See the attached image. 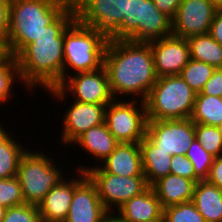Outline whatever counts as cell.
I'll return each instance as SVG.
<instances>
[{
	"instance_id": "6da1fadb",
	"label": "cell",
	"mask_w": 222,
	"mask_h": 222,
	"mask_svg": "<svg viewBox=\"0 0 222 222\" xmlns=\"http://www.w3.org/2000/svg\"><path fill=\"white\" fill-rule=\"evenodd\" d=\"M74 20L75 9L71 4L16 56L22 85L29 94L38 87L48 90L63 82L64 30Z\"/></svg>"
},
{
	"instance_id": "7a4b0ae2",
	"label": "cell",
	"mask_w": 222,
	"mask_h": 222,
	"mask_svg": "<svg viewBox=\"0 0 222 222\" xmlns=\"http://www.w3.org/2000/svg\"><path fill=\"white\" fill-rule=\"evenodd\" d=\"M104 67L114 99L129 95L145 101L158 78L149 42L109 40Z\"/></svg>"
},
{
	"instance_id": "3957f363",
	"label": "cell",
	"mask_w": 222,
	"mask_h": 222,
	"mask_svg": "<svg viewBox=\"0 0 222 222\" xmlns=\"http://www.w3.org/2000/svg\"><path fill=\"white\" fill-rule=\"evenodd\" d=\"M71 4L72 0H11L6 40L9 54L16 57Z\"/></svg>"
},
{
	"instance_id": "277c9868",
	"label": "cell",
	"mask_w": 222,
	"mask_h": 222,
	"mask_svg": "<svg viewBox=\"0 0 222 222\" xmlns=\"http://www.w3.org/2000/svg\"><path fill=\"white\" fill-rule=\"evenodd\" d=\"M102 34L76 19L64 30L63 81L68 72H90L104 66V54L108 44Z\"/></svg>"
},
{
	"instance_id": "5b68a950",
	"label": "cell",
	"mask_w": 222,
	"mask_h": 222,
	"mask_svg": "<svg viewBox=\"0 0 222 222\" xmlns=\"http://www.w3.org/2000/svg\"><path fill=\"white\" fill-rule=\"evenodd\" d=\"M197 93L180 75L157 78L146 98L148 120L188 119Z\"/></svg>"
},
{
	"instance_id": "8992f818",
	"label": "cell",
	"mask_w": 222,
	"mask_h": 222,
	"mask_svg": "<svg viewBox=\"0 0 222 222\" xmlns=\"http://www.w3.org/2000/svg\"><path fill=\"white\" fill-rule=\"evenodd\" d=\"M28 150L22 155L18 164L17 178L26 204L38 206L45 195L58 185L64 174L57 162L41 150Z\"/></svg>"
},
{
	"instance_id": "52a82bcc",
	"label": "cell",
	"mask_w": 222,
	"mask_h": 222,
	"mask_svg": "<svg viewBox=\"0 0 222 222\" xmlns=\"http://www.w3.org/2000/svg\"><path fill=\"white\" fill-rule=\"evenodd\" d=\"M172 35V20L153 0H128L127 14L119 26V40L150 42Z\"/></svg>"
},
{
	"instance_id": "ba28073f",
	"label": "cell",
	"mask_w": 222,
	"mask_h": 222,
	"mask_svg": "<svg viewBox=\"0 0 222 222\" xmlns=\"http://www.w3.org/2000/svg\"><path fill=\"white\" fill-rule=\"evenodd\" d=\"M71 74L58 87L46 90L51 93L50 99L54 98L55 101L57 99L58 102H62L70 93L74 101L81 103L108 105L114 100L104 66L95 71Z\"/></svg>"
},
{
	"instance_id": "9c48e42d",
	"label": "cell",
	"mask_w": 222,
	"mask_h": 222,
	"mask_svg": "<svg viewBox=\"0 0 222 222\" xmlns=\"http://www.w3.org/2000/svg\"><path fill=\"white\" fill-rule=\"evenodd\" d=\"M129 100L114 99L105 110L107 128L119 143H139L146 136L145 102Z\"/></svg>"
},
{
	"instance_id": "30bf717a",
	"label": "cell",
	"mask_w": 222,
	"mask_h": 222,
	"mask_svg": "<svg viewBox=\"0 0 222 222\" xmlns=\"http://www.w3.org/2000/svg\"><path fill=\"white\" fill-rule=\"evenodd\" d=\"M75 19L108 40H119V26L127 14L128 0H72Z\"/></svg>"
},
{
	"instance_id": "8fae6325",
	"label": "cell",
	"mask_w": 222,
	"mask_h": 222,
	"mask_svg": "<svg viewBox=\"0 0 222 222\" xmlns=\"http://www.w3.org/2000/svg\"><path fill=\"white\" fill-rule=\"evenodd\" d=\"M95 185L98 196L109 213H116L120 206L149 186L145 176L124 177L107 172H85Z\"/></svg>"
},
{
	"instance_id": "7c38bea8",
	"label": "cell",
	"mask_w": 222,
	"mask_h": 222,
	"mask_svg": "<svg viewBox=\"0 0 222 222\" xmlns=\"http://www.w3.org/2000/svg\"><path fill=\"white\" fill-rule=\"evenodd\" d=\"M146 137L172 156L186 155L195 139V123L190 118L148 120Z\"/></svg>"
},
{
	"instance_id": "4fadbf2b",
	"label": "cell",
	"mask_w": 222,
	"mask_h": 222,
	"mask_svg": "<svg viewBox=\"0 0 222 222\" xmlns=\"http://www.w3.org/2000/svg\"><path fill=\"white\" fill-rule=\"evenodd\" d=\"M217 9L210 0H182L172 19V34L185 39L208 34Z\"/></svg>"
},
{
	"instance_id": "5bb4252c",
	"label": "cell",
	"mask_w": 222,
	"mask_h": 222,
	"mask_svg": "<svg viewBox=\"0 0 222 222\" xmlns=\"http://www.w3.org/2000/svg\"><path fill=\"white\" fill-rule=\"evenodd\" d=\"M75 174L78 177L73 176L74 193L64 222H103L109 212L100 200L95 185L85 172L75 168Z\"/></svg>"
},
{
	"instance_id": "9a60e30c",
	"label": "cell",
	"mask_w": 222,
	"mask_h": 222,
	"mask_svg": "<svg viewBox=\"0 0 222 222\" xmlns=\"http://www.w3.org/2000/svg\"><path fill=\"white\" fill-rule=\"evenodd\" d=\"M149 43L157 77L180 75L190 59L187 39L172 34Z\"/></svg>"
},
{
	"instance_id": "2e32d148",
	"label": "cell",
	"mask_w": 222,
	"mask_h": 222,
	"mask_svg": "<svg viewBox=\"0 0 222 222\" xmlns=\"http://www.w3.org/2000/svg\"><path fill=\"white\" fill-rule=\"evenodd\" d=\"M73 101L62 117L60 142L69 147L88 129L105 122L107 105Z\"/></svg>"
},
{
	"instance_id": "e0dca14e",
	"label": "cell",
	"mask_w": 222,
	"mask_h": 222,
	"mask_svg": "<svg viewBox=\"0 0 222 222\" xmlns=\"http://www.w3.org/2000/svg\"><path fill=\"white\" fill-rule=\"evenodd\" d=\"M77 167L82 172H107L124 177L145 176L139 143H119L101 165Z\"/></svg>"
},
{
	"instance_id": "ac0fdd59",
	"label": "cell",
	"mask_w": 222,
	"mask_h": 222,
	"mask_svg": "<svg viewBox=\"0 0 222 222\" xmlns=\"http://www.w3.org/2000/svg\"><path fill=\"white\" fill-rule=\"evenodd\" d=\"M73 193V177L65 178L53 186L38 205L41 222H64L69 213Z\"/></svg>"
},
{
	"instance_id": "d6986e66",
	"label": "cell",
	"mask_w": 222,
	"mask_h": 222,
	"mask_svg": "<svg viewBox=\"0 0 222 222\" xmlns=\"http://www.w3.org/2000/svg\"><path fill=\"white\" fill-rule=\"evenodd\" d=\"M116 212L126 222H152L163 216V208L151 186L129 199Z\"/></svg>"
},
{
	"instance_id": "ffe728a7",
	"label": "cell",
	"mask_w": 222,
	"mask_h": 222,
	"mask_svg": "<svg viewBox=\"0 0 222 222\" xmlns=\"http://www.w3.org/2000/svg\"><path fill=\"white\" fill-rule=\"evenodd\" d=\"M196 182L178 175L168 174L151 187L160 201L161 207L192 201Z\"/></svg>"
},
{
	"instance_id": "44dd1931",
	"label": "cell",
	"mask_w": 222,
	"mask_h": 222,
	"mask_svg": "<svg viewBox=\"0 0 222 222\" xmlns=\"http://www.w3.org/2000/svg\"><path fill=\"white\" fill-rule=\"evenodd\" d=\"M78 145L87 153L92 156L94 160H97L99 165L104 161L116 148L119 142L110 133L106 123H102L84 132L73 145ZM89 153V154H88Z\"/></svg>"
},
{
	"instance_id": "7402d4cb",
	"label": "cell",
	"mask_w": 222,
	"mask_h": 222,
	"mask_svg": "<svg viewBox=\"0 0 222 222\" xmlns=\"http://www.w3.org/2000/svg\"><path fill=\"white\" fill-rule=\"evenodd\" d=\"M142 168L148 186L170 174L172 155L160 150L146 136L139 142Z\"/></svg>"
},
{
	"instance_id": "603a6c76",
	"label": "cell",
	"mask_w": 222,
	"mask_h": 222,
	"mask_svg": "<svg viewBox=\"0 0 222 222\" xmlns=\"http://www.w3.org/2000/svg\"><path fill=\"white\" fill-rule=\"evenodd\" d=\"M192 202L205 222H222V189L200 180L195 185Z\"/></svg>"
},
{
	"instance_id": "cb8c5ba5",
	"label": "cell",
	"mask_w": 222,
	"mask_h": 222,
	"mask_svg": "<svg viewBox=\"0 0 222 222\" xmlns=\"http://www.w3.org/2000/svg\"><path fill=\"white\" fill-rule=\"evenodd\" d=\"M11 135L8 129L0 126V178L17 176L20 158L28 149Z\"/></svg>"
},
{
	"instance_id": "d4e9b609",
	"label": "cell",
	"mask_w": 222,
	"mask_h": 222,
	"mask_svg": "<svg viewBox=\"0 0 222 222\" xmlns=\"http://www.w3.org/2000/svg\"><path fill=\"white\" fill-rule=\"evenodd\" d=\"M187 41L191 59L205 62L215 69H222V45L209 33L191 36Z\"/></svg>"
},
{
	"instance_id": "484cf974",
	"label": "cell",
	"mask_w": 222,
	"mask_h": 222,
	"mask_svg": "<svg viewBox=\"0 0 222 222\" xmlns=\"http://www.w3.org/2000/svg\"><path fill=\"white\" fill-rule=\"evenodd\" d=\"M190 119L195 124L219 126L222 123V97L196 95Z\"/></svg>"
},
{
	"instance_id": "4316f807",
	"label": "cell",
	"mask_w": 222,
	"mask_h": 222,
	"mask_svg": "<svg viewBox=\"0 0 222 222\" xmlns=\"http://www.w3.org/2000/svg\"><path fill=\"white\" fill-rule=\"evenodd\" d=\"M18 81L22 83L18 63L16 57L11 54H8L0 62V104L3 105L5 102L11 100L12 92L14 91L15 82ZM13 90V91H12Z\"/></svg>"
},
{
	"instance_id": "83f0119b",
	"label": "cell",
	"mask_w": 222,
	"mask_h": 222,
	"mask_svg": "<svg viewBox=\"0 0 222 222\" xmlns=\"http://www.w3.org/2000/svg\"><path fill=\"white\" fill-rule=\"evenodd\" d=\"M214 71L215 68L211 65L190 58L180 76L198 94Z\"/></svg>"
},
{
	"instance_id": "f1b7e54d",
	"label": "cell",
	"mask_w": 222,
	"mask_h": 222,
	"mask_svg": "<svg viewBox=\"0 0 222 222\" xmlns=\"http://www.w3.org/2000/svg\"><path fill=\"white\" fill-rule=\"evenodd\" d=\"M195 138L215 158L222 156V135L216 126L195 124Z\"/></svg>"
},
{
	"instance_id": "f546056e",
	"label": "cell",
	"mask_w": 222,
	"mask_h": 222,
	"mask_svg": "<svg viewBox=\"0 0 222 222\" xmlns=\"http://www.w3.org/2000/svg\"><path fill=\"white\" fill-rule=\"evenodd\" d=\"M194 166V173L200 180H206L214 156L208 153L195 138L185 155Z\"/></svg>"
},
{
	"instance_id": "4dcf8cb0",
	"label": "cell",
	"mask_w": 222,
	"mask_h": 222,
	"mask_svg": "<svg viewBox=\"0 0 222 222\" xmlns=\"http://www.w3.org/2000/svg\"><path fill=\"white\" fill-rule=\"evenodd\" d=\"M163 217L166 222H205L192 201L165 207Z\"/></svg>"
},
{
	"instance_id": "1f68e13d",
	"label": "cell",
	"mask_w": 222,
	"mask_h": 222,
	"mask_svg": "<svg viewBox=\"0 0 222 222\" xmlns=\"http://www.w3.org/2000/svg\"><path fill=\"white\" fill-rule=\"evenodd\" d=\"M25 204L19 179L0 178V205L6 208Z\"/></svg>"
},
{
	"instance_id": "d6a6232c",
	"label": "cell",
	"mask_w": 222,
	"mask_h": 222,
	"mask_svg": "<svg viewBox=\"0 0 222 222\" xmlns=\"http://www.w3.org/2000/svg\"><path fill=\"white\" fill-rule=\"evenodd\" d=\"M2 222H41L38 206L25 203L7 208Z\"/></svg>"
},
{
	"instance_id": "836d02e7",
	"label": "cell",
	"mask_w": 222,
	"mask_h": 222,
	"mask_svg": "<svg viewBox=\"0 0 222 222\" xmlns=\"http://www.w3.org/2000/svg\"><path fill=\"white\" fill-rule=\"evenodd\" d=\"M170 173L193 180L196 183L200 181L194 173L192 162L185 155L172 156Z\"/></svg>"
},
{
	"instance_id": "e575fe53",
	"label": "cell",
	"mask_w": 222,
	"mask_h": 222,
	"mask_svg": "<svg viewBox=\"0 0 222 222\" xmlns=\"http://www.w3.org/2000/svg\"><path fill=\"white\" fill-rule=\"evenodd\" d=\"M197 95L222 97V69H215L202 91Z\"/></svg>"
},
{
	"instance_id": "d590c367",
	"label": "cell",
	"mask_w": 222,
	"mask_h": 222,
	"mask_svg": "<svg viewBox=\"0 0 222 222\" xmlns=\"http://www.w3.org/2000/svg\"><path fill=\"white\" fill-rule=\"evenodd\" d=\"M11 0H0V39L7 40L9 34Z\"/></svg>"
},
{
	"instance_id": "8d00e7d4",
	"label": "cell",
	"mask_w": 222,
	"mask_h": 222,
	"mask_svg": "<svg viewBox=\"0 0 222 222\" xmlns=\"http://www.w3.org/2000/svg\"><path fill=\"white\" fill-rule=\"evenodd\" d=\"M206 181L222 189V156L214 158Z\"/></svg>"
},
{
	"instance_id": "74e56055",
	"label": "cell",
	"mask_w": 222,
	"mask_h": 222,
	"mask_svg": "<svg viewBox=\"0 0 222 222\" xmlns=\"http://www.w3.org/2000/svg\"><path fill=\"white\" fill-rule=\"evenodd\" d=\"M155 6L171 20L176 14V11L182 0H153Z\"/></svg>"
},
{
	"instance_id": "f35d334b",
	"label": "cell",
	"mask_w": 222,
	"mask_h": 222,
	"mask_svg": "<svg viewBox=\"0 0 222 222\" xmlns=\"http://www.w3.org/2000/svg\"><path fill=\"white\" fill-rule=\"evenodd\" d=\"M209 34L222 45V9H217L210 25Z\"/></svg>"
},
{
	"instance_id": "ab89813d",
	"label": "cell",
	"mask_w": 222,
	"mask_h": 222,
	"mask_svg": "<svg viewBox=\"0 0 222 222\" xmlns=\"http://www.w3.org/2000/svg\"><path fill=\"white\" fill-rule=\"evenodd\" d=\"M103 222H126L120 218L117 213H108Z\"/></svg>"
},
{
	"instance_id": "60d3db41",
	"label": "cell",
	"mask_w": 222,
	"mask_h": 222,
	"mask_svg": "<svg viewBox=\"0 0 222 222\" xmlns=\"http://www.w3.org/2000/svg\"><path fill=\"white\" fill-rule=\"evenodd\" d=\"M9 54L6 41L0 39V62Z\"/></svg>"
},
{
	"instance_id": "b9f144b4",
	"label": "cell",
	"mask_w": 222,
	"mask_h": 222,
	"mask_svg": "<svg viewBox=\"0 0 222 222\" xmlns=\"http://www.w3.org/2000/svg\"><path fill=\"white\" fill-rule=\"evenodd\" d=\"M7 208L0 205V222L3 221Z\"/></svg>"
},
{
	"instance_id": "7bdbcfd3",
	"label": "cell",
	"mask_w": 222,
	"mask_h": 222,
	"mask_svg": "<svg viewBox=\"0 0 222 222\" xmlns=\"http://www.w3.org/2000/svg\"><path fill=\"white\" fill-rule=\"evenodd\" d=\"M218 9H222V0H210Z\"/></svg>"
},
{
	"instance_id": "ee69618b",
	"label": "cell",
	"mask_w": 222,
	"mask_h": 222,
	"mask_svg": "<svg viewBox=\"0 0 222 222\" xmlns=\"http://www.w3.org/2000/svg\"><path fill=\"white\" fill-rule=\"evenodd\" d=\"M152 222H166L165 218L162 216L158 220L152 221Z\"/></svg>"
},
{
	"instance_id": "f6af8a7d",
	"label": "cell",
	"mask_w": 222,
	"mask_h": 222,
	"mask_svg": "<svg viewBox=\"0 0 222 222\" xmlns=\"http://www.w3.org/2000/svg\"><path fill=\"white\" fill-rule=\"evenodd\" d=\"M217 129L219 133L222 135V123L219 126H217Z\"/></svg>"
}]
</instances>
